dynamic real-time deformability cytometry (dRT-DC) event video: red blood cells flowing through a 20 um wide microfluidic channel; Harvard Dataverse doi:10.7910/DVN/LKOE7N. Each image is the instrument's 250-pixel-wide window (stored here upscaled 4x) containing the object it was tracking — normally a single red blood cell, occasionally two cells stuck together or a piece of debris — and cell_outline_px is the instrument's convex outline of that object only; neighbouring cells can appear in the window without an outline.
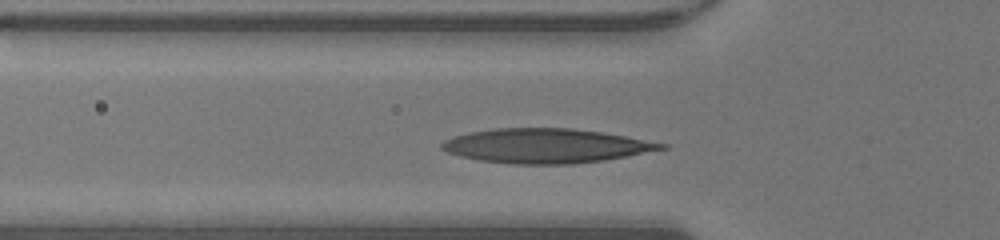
{"species": "human", "species_latin": "Homo sapiens", "temperature_condition": "warm", "stored_images_in_passage": 24, "camera_frame_rate_fps": 3000, "um_per_image_px": 0.085, "donor": {"sex": "male"}, "frame": {"image": 1, "passage_image": 2, "time_ms": 0.333, "image_size_px": [1000, 240], "cell_outline_px": [[668, 148], [628, 156], [604, 160], [572, 164], [512, 164], [480, 160], [460, 156], [448, 152], [440, 148], [440, 144], [444, 140], [452, 136], [472, 132], [496, 128], [572, 128], [600, 132], [624, 136], [668, 144]], "centroid_in_image_um": [46.39, 12.4], "position_along_channel_um": 79.4, "area_um2": 43.87}}
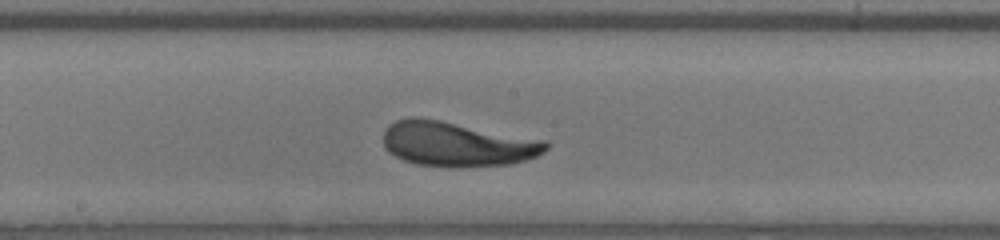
{"frame": {"image": 2, "passage_image": 11, "time_ms": 3.333, "image_size_px": [1000, 240], "cell_outline_px": [[548, 148], [544, 152], [536, 156], [512, 164], [460, 168], [452, 168], [416, 164], [404, 160], [388, 152], [384, 148], [384, 132], [388, 124], [396, 120], [412, 116], [420, 116], [544, 140], [548, 144]], "centroid_in_image_um": [38.81, 12.25], "position_along_channel_um": 209.4, "area_um2": 42.77}}
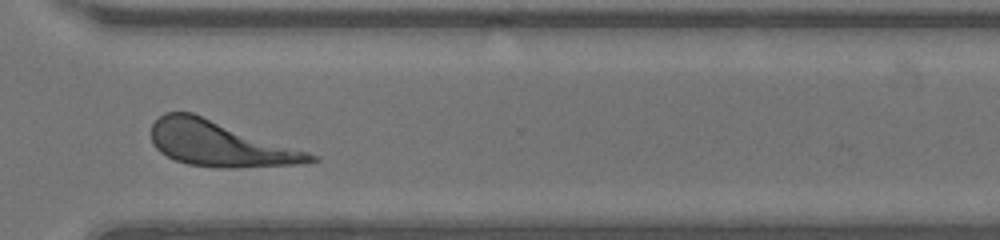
{"frame": {"image": 3, "passage_image": 21, "time_ms": 6.667, "image_size_px": [1000, 240], "cell_outline_px": [[320, 160], [300, 164], [220, 168], [188, 164], [172, 160], [160, 152], [152, 144], [152, 124], [164, 112], [192, 112], [320, 156]], "centroid_in_image_um": [18.67, 12.22], "position_along_channel_um": 351.9, "area_um2": 41.73}, "authors_computed_cell_mechanics": {"area_um2": 41.5582, "velocity_mm_per_s": 4.2872, "shape_relaxation_time_tau1_ms": 3.7771, "shape_relaxation_time_tau2_ms": 7.5003, "deformation_change_tau1": 0.2179, "deformation_change_tau2": 0.2235}}